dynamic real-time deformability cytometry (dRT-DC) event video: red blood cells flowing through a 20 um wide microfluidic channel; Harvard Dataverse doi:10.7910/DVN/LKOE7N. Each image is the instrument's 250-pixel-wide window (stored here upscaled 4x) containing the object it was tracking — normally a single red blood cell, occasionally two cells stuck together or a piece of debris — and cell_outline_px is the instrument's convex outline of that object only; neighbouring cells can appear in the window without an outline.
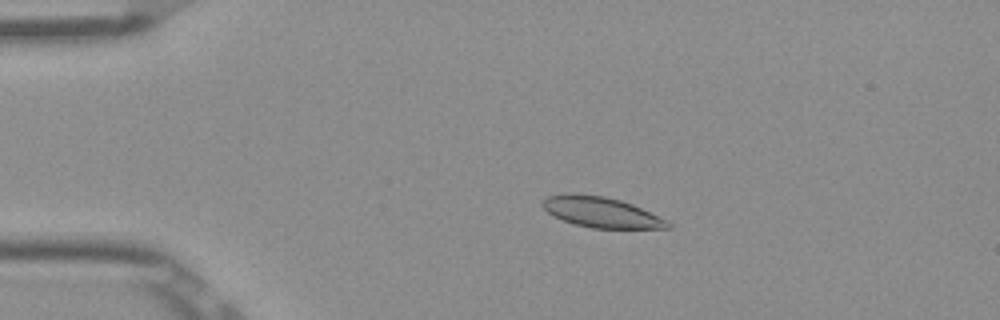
{"species": "Egyptian fruit bat (a non-hibernating species)", "species_latin": "Rousettus aegyptiacus", "temperature_condition": "room temperature", "stored_images_in_passage": 53, "camera_frame_rate_fps": 3000, "um_per_image_px": 0.085, "frame": {"image": 1, "passage_image": 11, "time_ms": 3.333, "image_size_px": [1000, 320], "cell_outline_px": [[672, 228], [592, 228], [576, 224], [564, 220], [548, 212], [540, 204], [548, 196], [568, 192], [572, 192], [604, 196], [620, 200], [632, 204], [668, 220], [672, 224]], "centroid_in_image_um": [51.12, 18.02], "position_along_channel_um": 33.9, "area_um2": 22.2}}
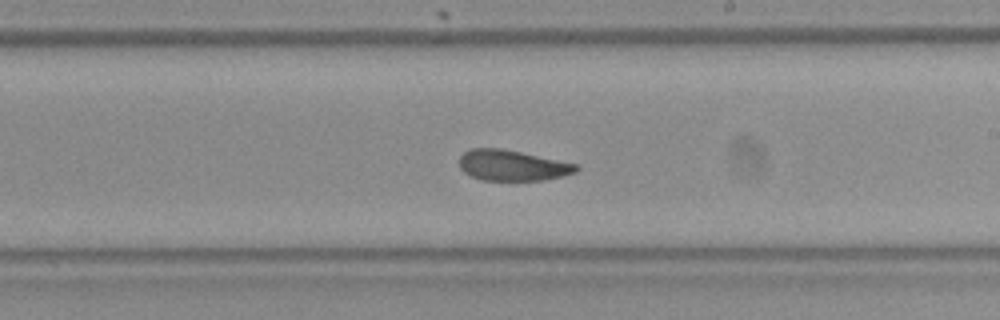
{"frame": {"image": 2, "passage_image": 31, "time_ms": 10.0, "image_size_px": [1000, 320], "cell_outline_px": [[580, 168], [576, 172], [544, 180], [484, 180], [472, 176], [464, 172], [460, 168], [460, 156], [468, 148], [500, 148], [580, 164]], "centroid_in_image_um": [43.56, 14.05], "position_along_channel_um": 245.4, "area_um2": 20.87}}
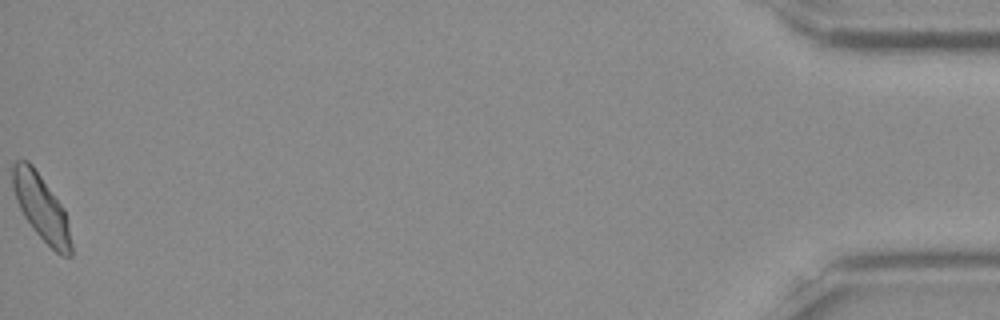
{"frame": {"image": 3, "passage_image": 53, "time_ms": 17.333, "image_size_px": [1000, 320], "cell_outline_px": [[72, 256], [60, 256], [32, 228], [24, 216], [16, 200], [12, 184], [12, 164], [16, 160], [28, 160], [32, 164], [64, 208], [72, 244]], "centroid_in_image_um": [3.5, 17.63], "position_along_channel_um": 431.7, "area_um2": 22.25}, "authors_computed_cell_mechanics": {"area_um2": 22.0218, "velocity_mm_per_s": 3.8723, "shape_relaxation_time_tau1_ms": 6.1689, "shape_relaxation_time_tau2_ms": 3.145, "deformation_change_tau1": 0.148, "deformation_change_tau2": 0.0847}}